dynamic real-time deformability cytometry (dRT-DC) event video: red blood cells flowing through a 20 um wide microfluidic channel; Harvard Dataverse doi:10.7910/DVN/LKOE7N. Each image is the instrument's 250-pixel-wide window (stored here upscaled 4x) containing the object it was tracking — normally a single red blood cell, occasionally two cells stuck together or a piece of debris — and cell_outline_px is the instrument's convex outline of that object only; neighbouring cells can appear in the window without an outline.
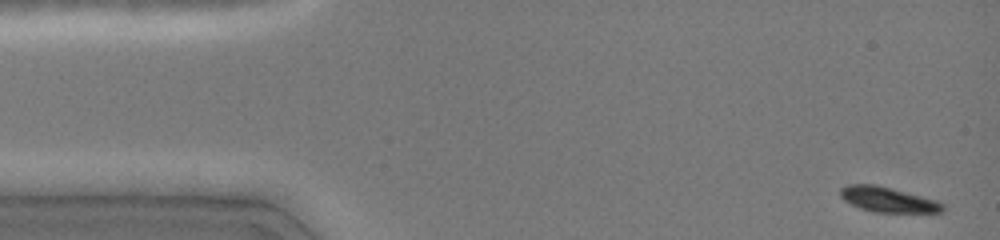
{"species": "common noctule bat (a hibernating species)", "species_latin": "Nyctalus noctula", "temperature_condition": "cold", "stored_images_in_passage": 36, "camera_frame_rate_fps": 3000, "um_per_image_px": 0.085, "animal": {"sex": "female", "body_mass_g": 19.0, "forearm_length_mm": 51.5}, "frame": {"image": 1, "passage_image": 1, "time_ms": 0.0, "image_size_px": [1000, 240], "cell_outline_px": [[944, 212], [876, 212], [860, 208], [844, 200], [840, 196], [840, 188], [848, 184], [876, 184], [936, 200], [944, 204]], "centroid_in_image_um": [75.46, 16.96], "position_along_channel_um": 9.5, "area_um2": 14.85}}
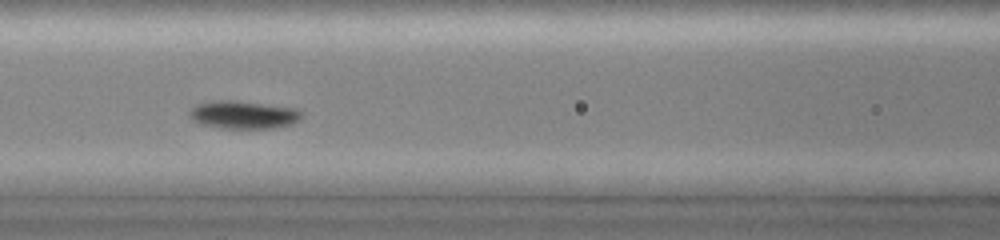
{"frame": {"image": 2, "passage_image": 15, "time_ms": 6.0, "image_size_px": [1000, 240], "cell_outline_px": [[304, 112], [292, 124], [272, 128], [224, 128], [204, 124], [192, 120], [188, 112], [196, 104], [216, 100], [232, 100], [296, 108]], "centroid_in_image_um": [20.68, 9.74], "position_along_channel_um": 145.9, "area_um2": 17.98}}
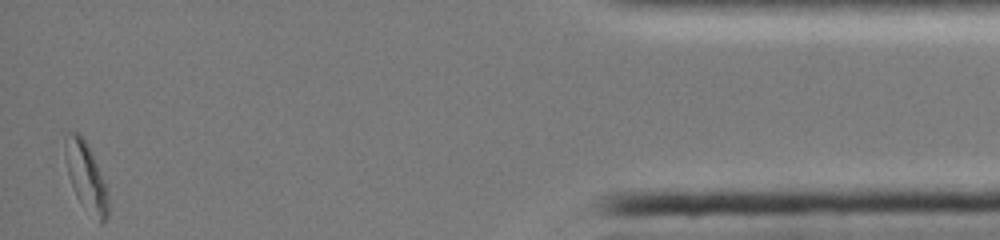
{"frame": {"image": 3, "passage_image": 36, "time_ms": 14.667, "image_size_px": [1000, 240], "cell_outline_px": [[108, 216], [100, 224], [76, 196], [68, 176], [68, 132], [76, 132], [88, 144], [104, 184], [108, 200]], "centroid_in_image_um": [7.35, 15.1], "position_along_channel_um": 427.8, "area_um2": 15.78}, "authors_computed_cell_mechanics": {"area_um2": 16.0684, "velocity_mm_per_s": 4.0696, "shape_relaxation_time_tau1_ms": 1.2592, "shape_relaxation_time_tau2_ms": null, "deformation_change_tau1": 0.0844, "deformation_change_tau2": null}}